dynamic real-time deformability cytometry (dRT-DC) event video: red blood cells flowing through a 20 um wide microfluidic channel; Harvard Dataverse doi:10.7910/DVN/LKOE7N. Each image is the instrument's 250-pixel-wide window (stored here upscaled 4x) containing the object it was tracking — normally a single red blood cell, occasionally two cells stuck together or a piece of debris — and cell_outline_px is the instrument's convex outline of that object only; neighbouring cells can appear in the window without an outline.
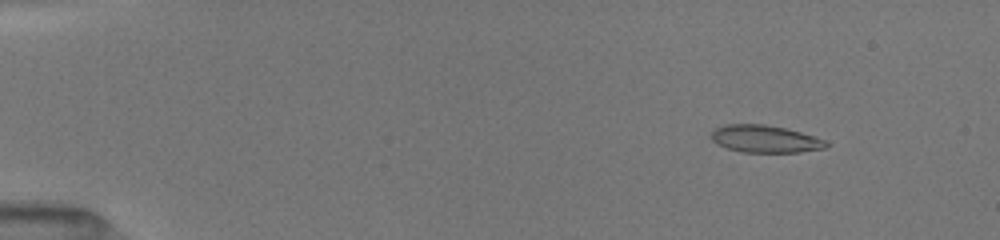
{"species": "common noctule bat (a hibernating species)", "species_latin": "Nyctalus noctula", "temperature_condition": "room temperature", "stored_images_in_passage": 9, "camera_frame_rate_fps": 3000, "um_per_image_px": 0.085, "animal": {"sex": "female", "body_mass_g": 19.5, "forearm_length_mm": 54.1}, "frame": {"image": 1, "passage_image": 3, "time_ms": 1.333, "image_size_px": [1000, 240], "cell_outline_px": [[832, 144], [828, 148], [800, 152], [740, 152], [716, 144], [712, 140], [712, 132], [716, 128], [724, 124], [764, 124], [784, 128], [816, 136], [828, 140]], "centroid_in_image_um": [65.11, 11.81], "position_along_channel_um": 19.9, "area_um2": 18.55}}
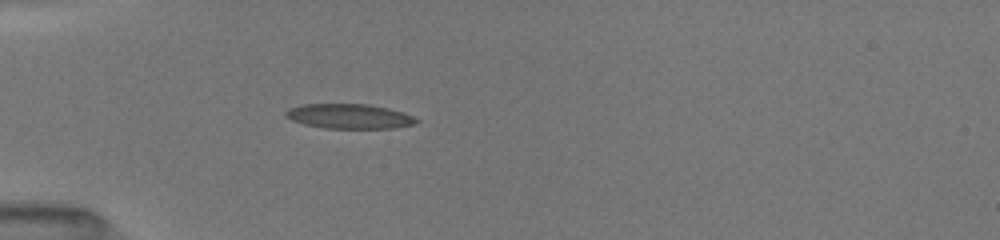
{"frame": {"image": 2, "passage_image": 7, "time_ms": 4.667, "image_size_px": [1000, 240], "cell_outline_px": [[420, 120], [416, 124], [392, 128], [324, 128], [304, 124], [292, 120], [284, 116], [284, 112], [288, 108], [300, 104], [368, 104], [388, 108], [404, 112]], "centroid_in_image_um": [29.67, 9.88], "position_along_channel_um": 55.3, "area_um2": 18.96}}
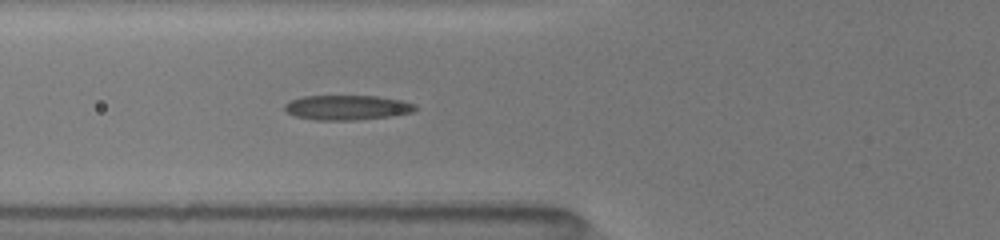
{"frame": {"image": 3, "passage_image": 9, "time_ms": 6.0, "image_size_px": [1000, 240], "cell_outline_px": [[416, 108], [412, 112], [388, 116], [356, 120], [316, 120], [296, 116], [288, 112], [284, 108], [284, 104], [292, 100], [304, 96], [376, 96], [400, 100], [416, 104]], "centroid_in_image_um": [29.49, 9.14], "position_along_channel_um": 96.3, "area_um2": 18.61}}